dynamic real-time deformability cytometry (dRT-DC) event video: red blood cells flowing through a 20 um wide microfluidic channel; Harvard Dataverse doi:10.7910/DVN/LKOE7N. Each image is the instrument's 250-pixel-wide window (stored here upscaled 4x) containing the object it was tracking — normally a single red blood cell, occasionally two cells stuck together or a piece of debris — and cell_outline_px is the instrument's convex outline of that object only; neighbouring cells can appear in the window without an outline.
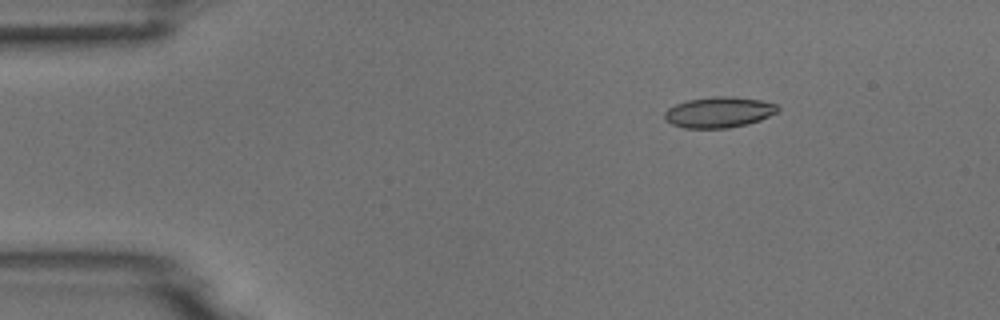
{"species": "common noctule bat (a hibernating species)", "species_latin": "Nyctalus noctula", "temperature_condition": "room temperature", "stored_images_in_passage": 6, "camera_frame_rate_fps": 3000, "um_per_image_px": 0.085, "animal": {"sex": "male", "body_mass_g": 18.8}, "frame": {"image": 1, "passage_image": 3, "time_ms": 2.333, "image_size_px": [1000, 320], "cell_outline_px": [[780, 108], [776, 112], [760, 120], [748, 124], [728, 128], [684, 128], [672, 124], [664, 120], [664, 112], [668, 108], [676, 104], [688, 100], [712, 96], [732, 96], [760, 100], [776, 104]], "centroid_in_image_um": [61.08, 9.54], "position_along_channel_um": 23.9, "area_um2": 20.35}}
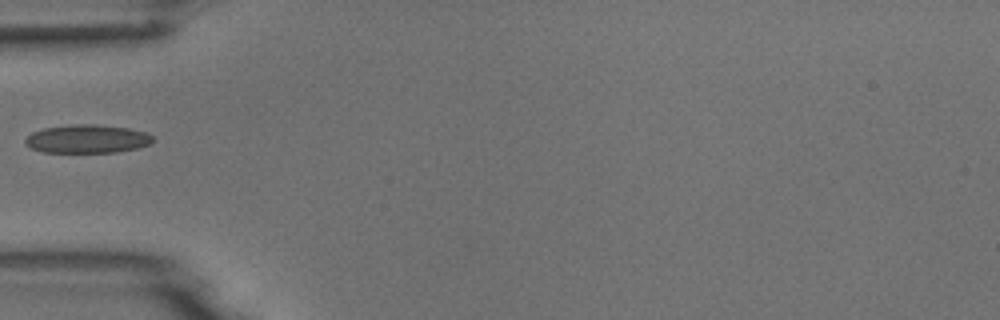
{"frame": {"image": 2, "passage_image": 5, "time_ms": 5.667, "image_size_px": [1000, 320], "cell_outline_px": [[152, 144], [136, 148], [116, 152], [44, 152], [32, 148], [24, 144], [24, 140], [32, 132], [44, 128], [76, 124], [96, 124], [128, 128], [144, 132], [152, 136]], "centroid_in_image_um": [7.4, 11.8], "position_along_channel_um": 77.6, "area_um2": 20.98}}